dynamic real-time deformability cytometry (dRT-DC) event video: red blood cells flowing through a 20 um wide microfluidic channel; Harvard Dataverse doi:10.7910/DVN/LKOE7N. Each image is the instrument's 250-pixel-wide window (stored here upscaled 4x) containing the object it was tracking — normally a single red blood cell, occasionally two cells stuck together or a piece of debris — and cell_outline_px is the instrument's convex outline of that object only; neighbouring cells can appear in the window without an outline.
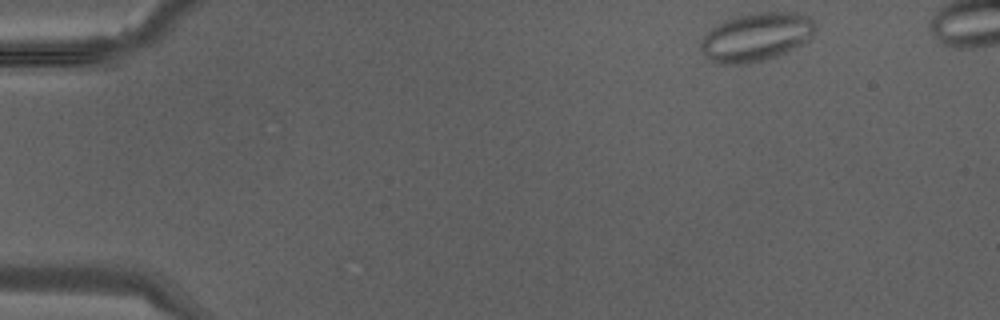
{"species": "Egyptian fruit bat (a non-hibernating species)", "species_latin": "Rousettus aegyptiacus", "temperature_condition": "warm", "stored_images_in_passage": 8, "camera_frame_rate_fps": 3000, "um_per_image_px": 0.085, "animal": {"sex": "male"}, "frame": {"image": 1, "passage_image": 1, "time_ms": 0.0, "image_size_px": [1000, 320], "cell_outline_px": [[816, 28], [812, 36], [808, 40], [776, 56], [764, 60], [744, 64], [720, 64], [712, 60], [700, 48], [700, 44], [704, 36], [716, 24], [724, 20], [736, 16], [756, 12], [796, 12], [812, 16], [816, 24]], "centroid_in_image_um": [64.32, 3.11], "position_along_channel_um": 20.7, "area_um2": 32.19}}